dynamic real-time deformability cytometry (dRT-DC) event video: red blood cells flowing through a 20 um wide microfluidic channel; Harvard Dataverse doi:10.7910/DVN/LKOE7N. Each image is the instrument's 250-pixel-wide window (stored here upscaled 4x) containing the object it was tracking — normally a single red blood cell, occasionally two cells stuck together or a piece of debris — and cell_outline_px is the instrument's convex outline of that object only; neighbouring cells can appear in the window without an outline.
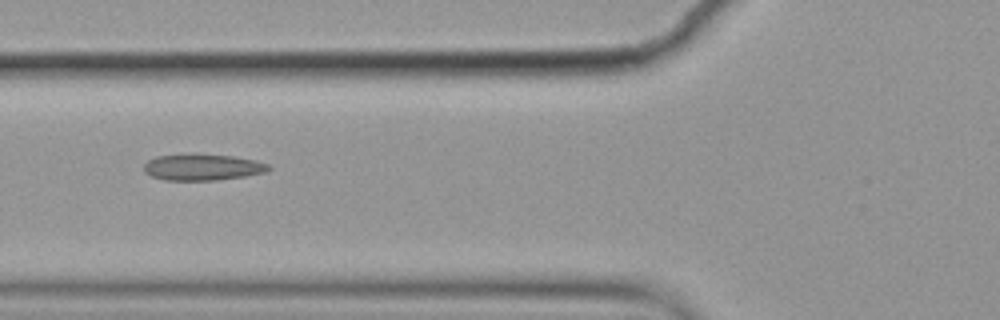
{"species": "common noctule bat (a hibernating species)", "species_latin": "Nyctalus noctula", "temperature_condition": "cold", "stored_images_in_passage": 4, "camera_frame_rate_fps": 3000, "um_per_image_px": 0.085, "animal": {"sex": "female", "body_mass_g": 19.9}, "frame": {"image": 1, "passage_image": 2, "time_ms": 0.333, "image_size_px": [1000, 320], "cell_outline_px": [[272, 168], [264, 172], [244, 176], [216, 180], [164, 180], [152, 176], [144, 172], [144, 164], [148, 160], [156, 156], [192, 152], [196, 152], [232, 156], [256, 160], [268, 164]], "centroid_in_image_um": [17.18, 14.18], "position_along_channel_um": 108.6, "area_um2": 19.54}}
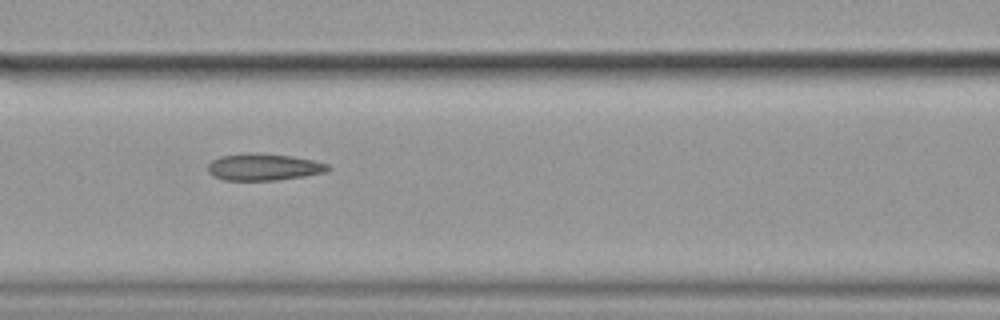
{"frame": {"image": 2, "passage_image": 3, "time_ms": 0.667, "image_size_px": [1000, 320], "cell_outline_px": [[332, 168], [324, 172], [304, 176], [276, 180], [224, 180], [212, 176], [208, 172], [208, 164], [212, 160], [220, 156], [244, 152], [252, 152], [292, 156], [312, 160], [328, 164]], "centroid_in_image_um": [22.37, 14.19], "position_along_channel_um": 144.2, "area_um2": 18.9}}
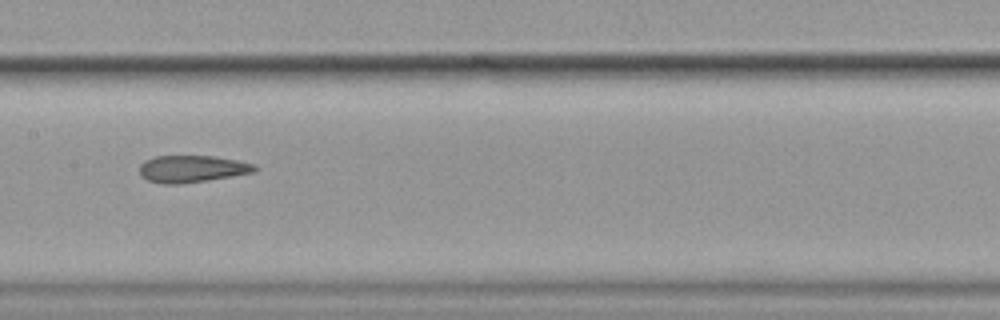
{"frame": {"image": 3, "passage_image": 4, "time_ms": 1.0, "image_size_px": [1000, 320], "cell_outline_px": [[256, 172], [208, 180], [180, 184], [164, 184], [148, 180], [140, 176], [140, 164], [144, 160], [156, 156], [216, 156], [256, 164]], "centroid_in_image_um": [16.32, 14.35], "position_along_channel_um": 191.1, "area_um2": 18.21}}